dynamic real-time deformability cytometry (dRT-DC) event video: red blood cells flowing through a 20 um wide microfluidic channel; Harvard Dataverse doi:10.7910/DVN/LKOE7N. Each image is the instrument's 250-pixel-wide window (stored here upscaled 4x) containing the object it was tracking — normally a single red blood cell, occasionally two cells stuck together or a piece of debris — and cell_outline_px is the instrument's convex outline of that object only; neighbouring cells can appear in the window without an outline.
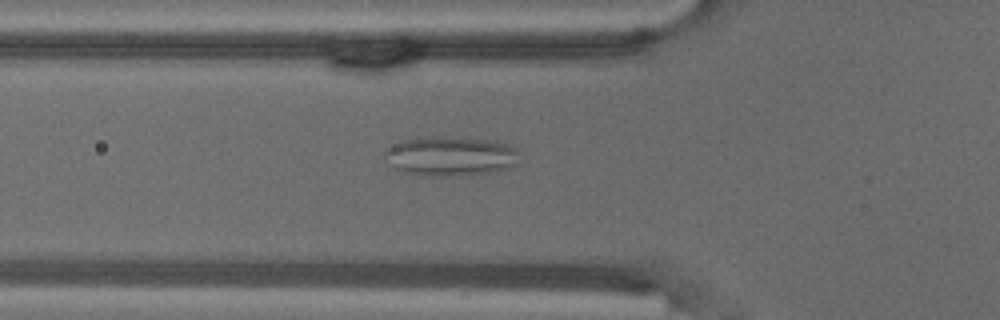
{"species": "common noctule bat (a hibernating species)", "species_latin": "Nyctalus noctula", "temperature_condition": "warm", "stored_images_in_passage": 55, "camera_frame_rate_fps": 3000, "um_per_image_px": 0.085, "animal": {"sex": "male", "body_mass_g": 18.8}, "frame": {"image": 1, "passage_image": 19, "time_ms": 6.0, "image_size_px": [1000, 320], "cell_outline_px": [[520, 164], [496, 172], [460, 176], [424, 176], [392, 168], [384, 152], [388, 148], [396, 144], [408, 140], [432, 136], [460, 136], [496, 140], [508, 144], [516, 148], [520, 152]], "centroid_in_image_um": [38.43, 13.27], "position_along_channel_um": 87.4, "area_um2": 31.67}}
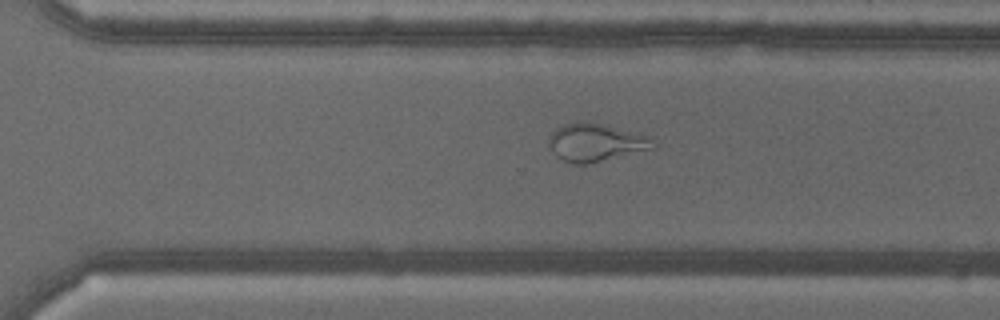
{"frame": {"image": 2, "passage_image": 38, "time_ms": 12.333, "image_size_px": [1000, 320], "cell_outline_px": [[656, 148], [588, 164], [572, 164], [564, 160], [548, 144], [548, 136], [556, 128], [564, 124], [576, 120], [584, 120], [640, 132], [648, 136], [652, 140]], "centroid_in_image_um": [50.66, 12.08], "position_along_channel_um": 319.9, "area_um2": 23.24}}
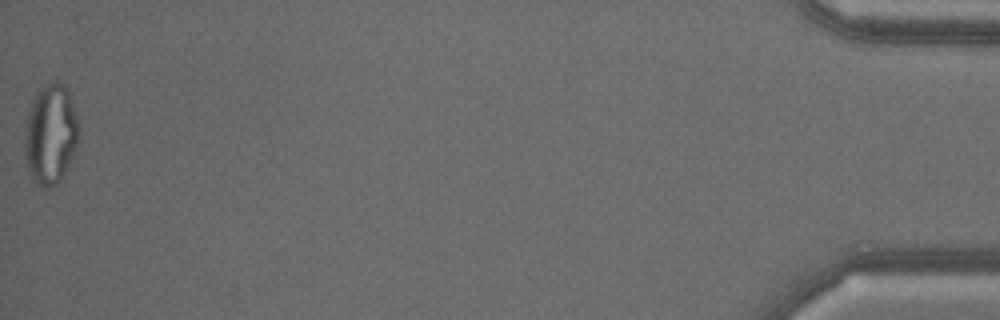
{"frame": {"image": 3, "passage_image": 55, "time_ms": 18.0, "image_size_px": [1000, 320], "cell_outline_px": [[80, 136], [76, 148], [60, 180], [52, 188], [40, 188], [36, 184], [24, 164], [24, 124], [32, 100], [36, 92], [40, 88], [52, 80], [60, 80], [68, 88], [80, 124]], "centroid_in_image_um": [4.29, 11.39], "position_along_channel_um": 430.9, "area_um2": 32.66}, "authors_computed_cell_mechanics": {"area_um2": 28.5532, "velocity_mm_per_s": 3.667, "shape_relaxation_time_tau1_ms": null, "shape_relaxation_time_tau2_ms": 1.0247, "deformation_change_tau1": null, "deformation_change_tau2": 0.0966}}